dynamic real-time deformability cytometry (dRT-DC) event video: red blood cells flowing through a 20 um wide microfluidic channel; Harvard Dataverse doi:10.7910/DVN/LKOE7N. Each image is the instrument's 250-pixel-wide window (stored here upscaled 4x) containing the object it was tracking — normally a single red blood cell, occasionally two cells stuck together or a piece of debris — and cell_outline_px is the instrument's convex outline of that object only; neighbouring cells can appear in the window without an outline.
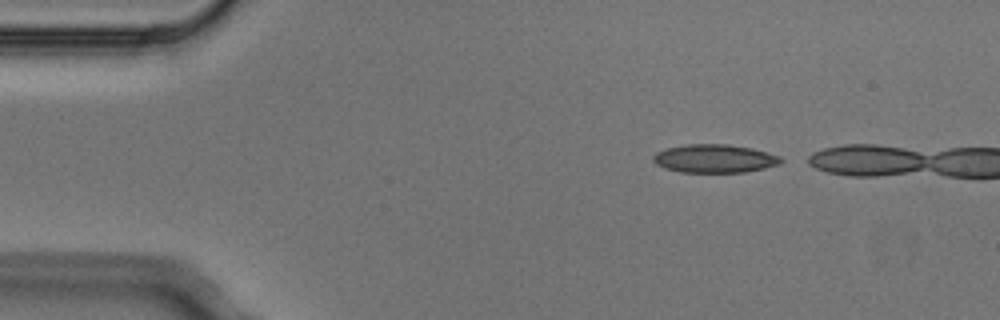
{"species": "Egyptian fruit bat (a non-hibernating species)", "species_latin": "Rousettus aegyptiacus", "temperature_condition": "cold", "stored_images_in_passage": 3, "camera_frame_rate_fps": 3000, "um_per_image_px": 0.085, "animal": {"sex": "male"}, "frame": {"image": 1, "passage_image": 1, "time_ms": 0.0, "image_size_px": [1000, 320], "cell_outline_px": [[784, 160], [780, 164], [764, 168], [744, 172], [680, 172], [664, 168], [656, 164], [652, 160], [652, 156], [656, 152], [668, 148], [688, 144], [728, 144], [752, 148], [780, 156]], "centroid_in_image_um": [60.73, 13.48], "position_along_channel_um": 24.3, "area_um2": 21.1}}